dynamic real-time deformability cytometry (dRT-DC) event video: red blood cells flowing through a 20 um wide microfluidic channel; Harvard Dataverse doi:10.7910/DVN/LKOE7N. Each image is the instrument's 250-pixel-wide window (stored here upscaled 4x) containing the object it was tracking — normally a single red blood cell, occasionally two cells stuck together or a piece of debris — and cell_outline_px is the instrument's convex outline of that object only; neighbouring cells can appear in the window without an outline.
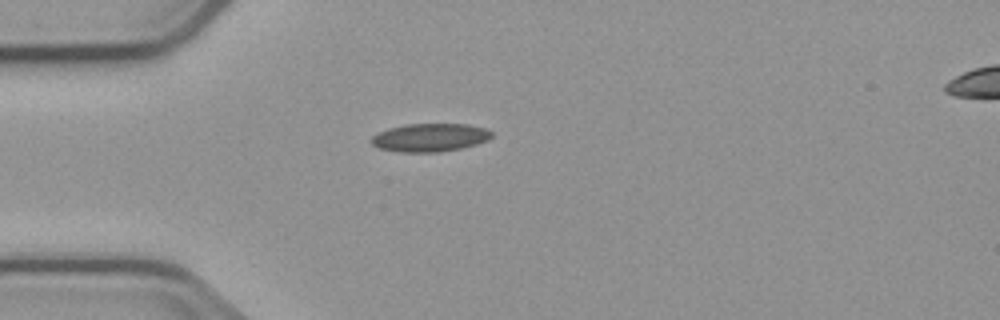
{"species": "common noctule bat (a hibernating species)", "species_latin": "Nyctalus noctula", "temperature_condition": "cold", "stored_images_in_passage": 1, "camera_frame_rate_fps": 3000, "um_per_image_px": 0.085, "animal": {"sex": "male", "body_mass_g": 23.1, "forearm_length_mm": 52.7}, "frame": {"image": 1, "passage_image": 1, "time_ms": 0.0, "image_size_px": [1000, 320], "cell_outline_px": [[492, 136], [488, 140], [476, 144], [460, 148], [440, 152], [396, 152], [380, 148], [372, 144], [368, 140], [372, 136], [388, 128], [408, 124], [468, 124], [484, 128], [492, 132]], "centroid_in_image_um": [36.52, 11.69], "position_along_channel_um": 48.5, "area_um2": 19.77}}